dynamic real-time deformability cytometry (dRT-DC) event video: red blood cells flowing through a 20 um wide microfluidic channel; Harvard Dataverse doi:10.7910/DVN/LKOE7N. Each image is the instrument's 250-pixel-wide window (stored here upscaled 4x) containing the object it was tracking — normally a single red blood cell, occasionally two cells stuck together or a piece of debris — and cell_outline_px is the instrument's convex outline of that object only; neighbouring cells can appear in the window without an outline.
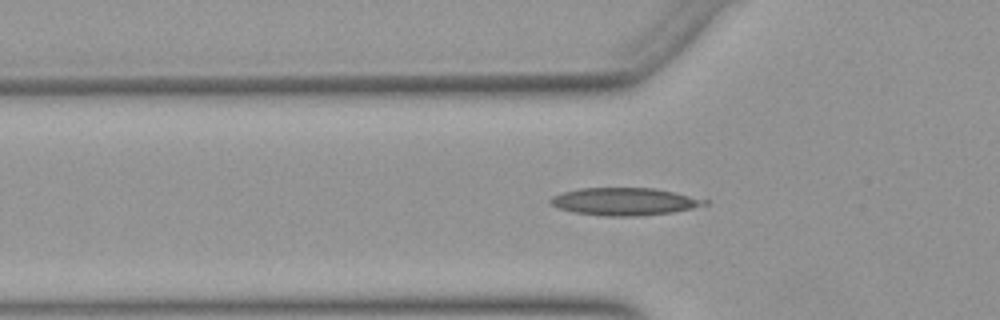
{"species": "Egyptian fruit bat (a non-hibernating species)", "species_latin": "Rousettus aegyptiacus", "temperature_condition": "warm", "stored_images_in_passage": 53, "camera_frame_rate_fps": 3000, "um_per_image_px": 0.085, "animal": {"sex": "female"}, "frame": {"image": 1, "passage_image": 18, "time_ms": 5.667, "image_size_px": [1000, 320], "cell_outline_px": [[708, 204], [692, 208], [672, 212], [636, 216], [608, 216], [572, 212], [560, 208], [552, 204], [548, 200], [552, 196], [564, 192], [580, 188], [656, 188], [708, 200]], "centroid_in_image_um": [53.08, 17.13], "position_along_channel_um": 72.7, "area_um2": 24.51}}
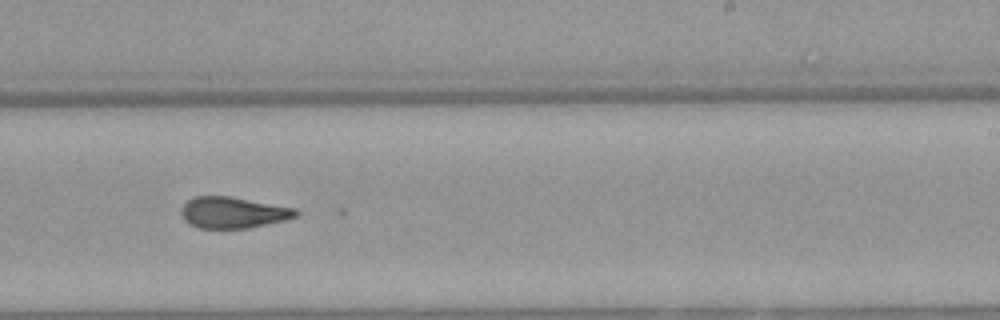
{"frame": {"image": 2, "passage_image": 33, "time_ms": 10.667, "image_size_px": [1000, 320], "cell_outline_px": [[300, 216], [284, 220], [248, 228], [200, 228], [184, 220], [180, 212], [180, 208], [192, 196], [232, 196], [296, 208], [300, 212]], "centroid_in_image_um": [19.83, 18.05], "position_along_channel_um": 269.2, "area_um2": 21.04}}
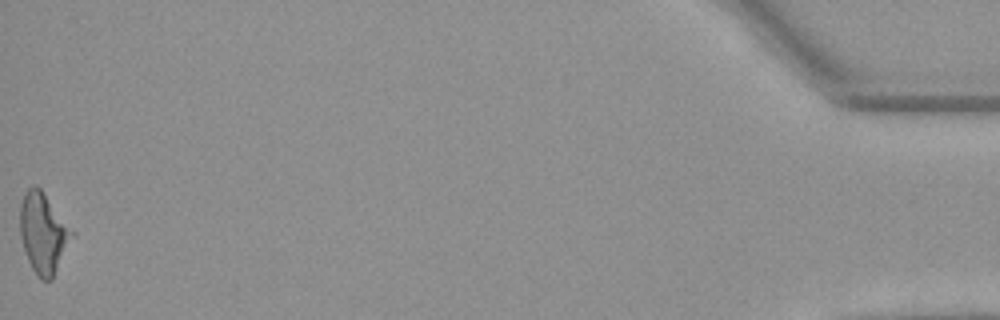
{"frame": {"image": 3, "passage_image": 53, "time_ms": 17.333, "image_size_px": [1000, 320], "cell_outline_px": [[76, 232], [52, 280], [40, 280], [32, 268], [28, 260], [20, 236], [20, 204], [24, 192], [32, 184], [36, 184], [40, 188]], "centroid_in_image_um": [3.7, 19.79], "position_along_channel_um": 431.5, "area_um2": 24.57}}